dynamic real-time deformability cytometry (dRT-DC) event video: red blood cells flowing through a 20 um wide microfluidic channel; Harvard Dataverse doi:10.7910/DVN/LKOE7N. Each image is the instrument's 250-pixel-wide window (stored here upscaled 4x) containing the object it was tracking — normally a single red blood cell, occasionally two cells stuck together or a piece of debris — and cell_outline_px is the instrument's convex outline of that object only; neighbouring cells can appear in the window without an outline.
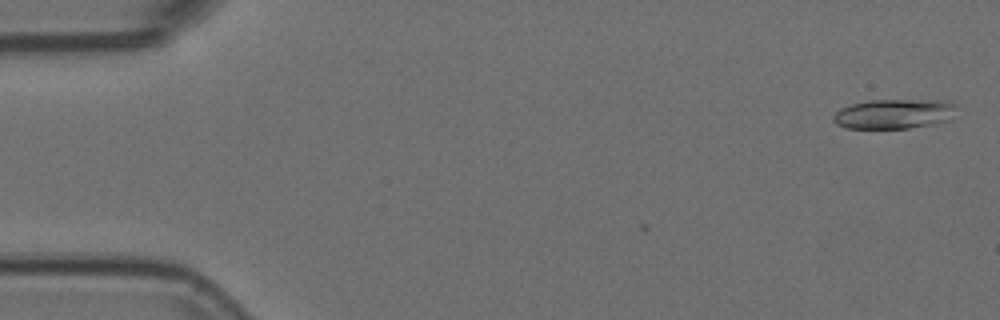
{"species": "Egyptian fruit bat (a non-hibernating species)", "species_latin": "Rousettus aegyptiacus", "temperature_condition": "room temperature", "stored_images_in_passage": 2, "camera_frame_rate_fps": 3000, "um_per_image_px": 0.085, "animal": {"sex": "female"}, "frame": {"image": 1, "passage_image": 2, "time_ms": 0.333, "image_size_px": [1000, 320], "cell_outline_px": [[956, 104], [948, 120], [908, 128], [848, 128], [836, 124], [832, 120], [832, 116], [840, 108], [852, 104], [868, 100], [952, 100]], "centroid_in_image_um": [75.95, 9.66], "position_along_channel_um": 9.1, "area_um2": 21.15}}